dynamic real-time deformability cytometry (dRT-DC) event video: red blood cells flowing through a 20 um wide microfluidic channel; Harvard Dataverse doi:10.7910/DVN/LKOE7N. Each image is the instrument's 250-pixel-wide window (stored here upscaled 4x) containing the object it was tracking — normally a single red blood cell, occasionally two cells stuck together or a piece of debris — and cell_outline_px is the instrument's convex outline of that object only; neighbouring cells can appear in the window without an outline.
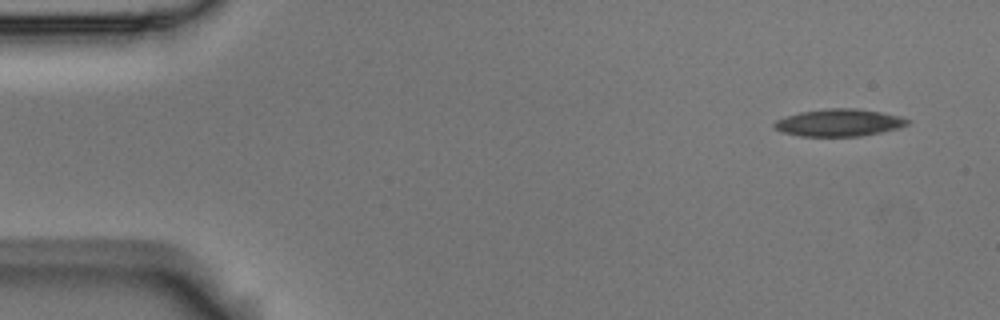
{"species": "Egyptian fruit bat (a non-hibernating species)", "species_latin": "Rousettus aegyptiacus", "temperature_condition": "room temperature", "stored_images_in_passage": 3, "camera_frame_rate_fps": 3000, "um_per_image_px": 0.085, "animal": {"sex": "male"}, "frame": {"image": 1, "passage_image": 1, "time_ms": 0.0, "image_size_px": [1000, 320], "cell_outline_px": [[912, 120], [908, 124], [900, 128], [860, 136], [800, 136], [784, 132], [776, 128], [772, 124], [776, 120], [800, 112], [828, 108], [856, 108], [880, 112], [900, 116]], "centroid_in_image_um": [71.36, 10.42], "position_along_channel_um": 13.6, "area_um2": 21.04}}
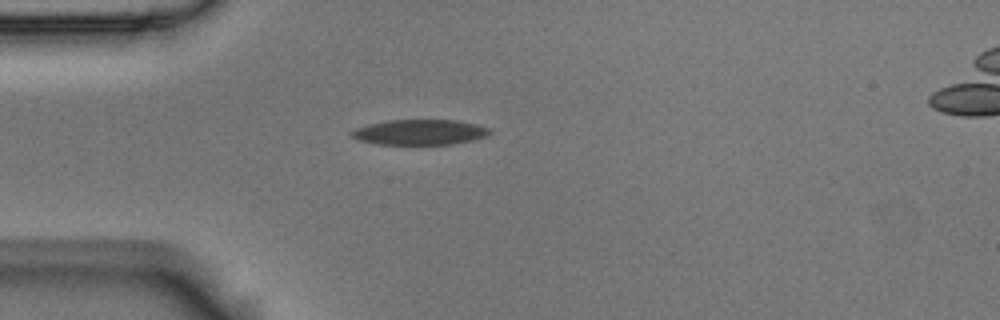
{"frame": {"image": 2, "passage_image": 3, "time_ms": 0.667, "image_size_px": [1000, 320], "cell_outline_px": [[492, 132], [488, 136], [472, 140], [452, 144], [380, 144], [356, 140], [348, 132], [356, 128], [368, 124], [388, 120], [456, 120], [476, 124], [492, 128]], "centroid_in_image_um": [35.7, 11.23], "position_along_channel_um": 49.3, "area_um2": 20.52}}